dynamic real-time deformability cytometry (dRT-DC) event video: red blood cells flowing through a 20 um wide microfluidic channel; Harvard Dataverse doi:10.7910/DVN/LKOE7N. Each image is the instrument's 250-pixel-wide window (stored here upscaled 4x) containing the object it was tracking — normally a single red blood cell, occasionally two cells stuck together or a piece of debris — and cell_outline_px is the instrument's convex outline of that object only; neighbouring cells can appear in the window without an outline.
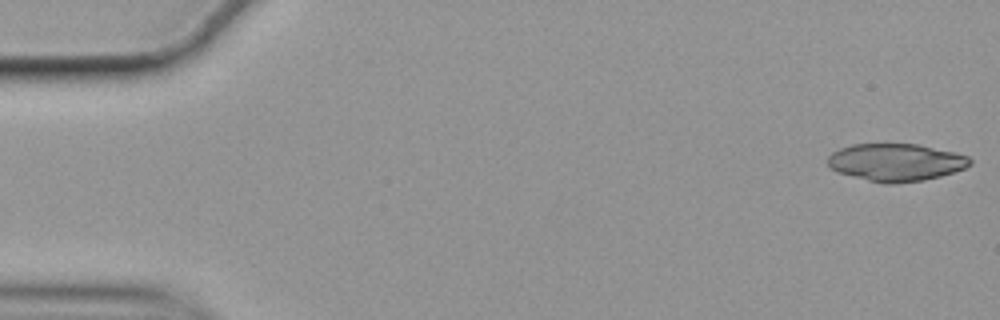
{"species": "common noctule bat (a hibernating species)", "species_latin": "Nyctalus noctula", "temperature_condition": "cold", "stored_images_in_passage": 27, "camera_frame_rate_fps": 3000, "um_per_image_px": 0.085, "animal": {"sex": "female", "body_mass_g": 19.9}, "frame": {"image": 1, "passage_image": 1, "time_ms": 0.0, "image_size_px": [1000, 320], "cell_outline_px": [[972, 164], [964, 168], [940, 176], [924, 180], [892, 184], [884, 184], [836, 172], [828, 164], [828, 156], [832, 152], [840, 148], [852, 144], [916, 144], [956, 152], [968, 156], [972, 160]], "centroid_in_image_um": [76.15, 13.8], "position_along_channel_um": 8.8, "area_um2": 31.1}}